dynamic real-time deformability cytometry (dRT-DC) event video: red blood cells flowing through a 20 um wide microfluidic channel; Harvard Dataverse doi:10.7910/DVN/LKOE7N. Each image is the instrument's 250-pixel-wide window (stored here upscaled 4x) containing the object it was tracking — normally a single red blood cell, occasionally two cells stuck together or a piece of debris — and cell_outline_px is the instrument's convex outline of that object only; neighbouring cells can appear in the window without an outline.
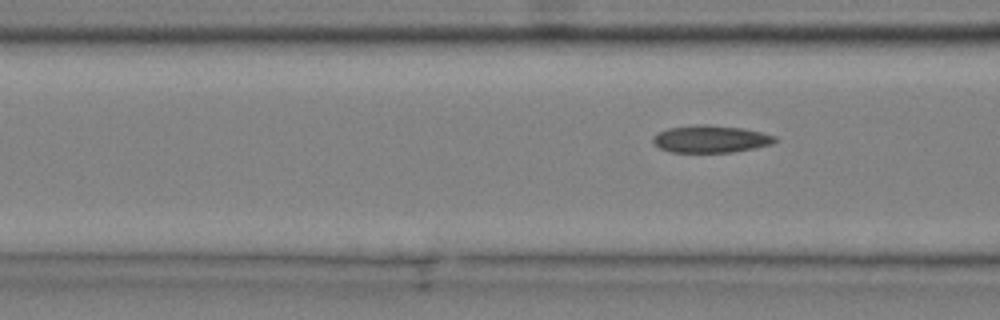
{"species": "common noctule bat (a hibernating species)", "species_latin": "Nyctalus noctula", "temperature_condition": "cold", "stored_images_in_passage": 4, "camera_frame_rate_fps": 3000, "um_per_image_px": 0.085, "animal": {"sex": "male", "body_mass_g": 20.4}, "frame": {"image": 1, "passage_image": 4, "time_ms": 1.0, "image_size_px": [1000, 320], "cell_outline_px": [[776, 140], [772, 144], [756, 148], [732, 152], [672, 152], [660, 148], [652, 144], [652, 136], [668, 128], [696, 124], [708, 124], [740, 128], [760, 132], [776, 136]], "centroid_in_image_um": [60.38, 11.81], "position_along_channel_um": 106.2, "area_um2": 19.42}}